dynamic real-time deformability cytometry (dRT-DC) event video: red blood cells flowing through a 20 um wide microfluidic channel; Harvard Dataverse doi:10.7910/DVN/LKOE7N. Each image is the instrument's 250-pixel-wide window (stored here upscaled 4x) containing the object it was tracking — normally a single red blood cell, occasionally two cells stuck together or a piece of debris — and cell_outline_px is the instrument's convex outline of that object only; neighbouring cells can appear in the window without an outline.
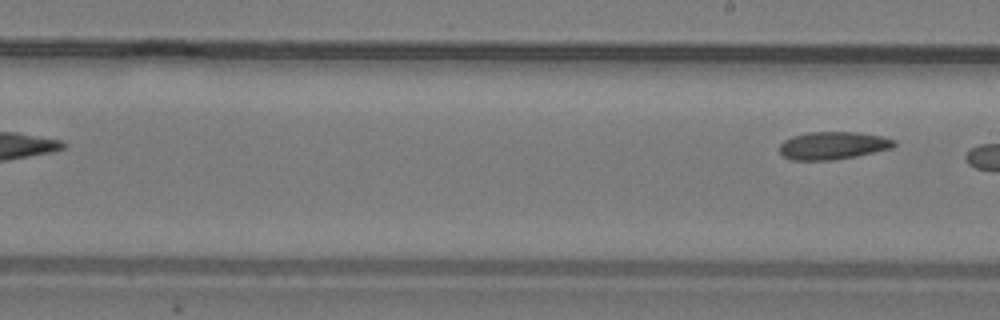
{"species": "common noctule bat (a hibernating species)", "species_latin": "Nyctalus noctula", "temperature_condition": "warm", "stored_images_in_passage": 16, "segment_of_instrument_passage": [2, 2], "camera_frame_rate_fps": 3000, "um_per_image_px": 0.085, "animal": {"sex": "male", "body_mass_g": 19.2, "forearm_length_mm": 51.8}, "frame": {"image": 1, "passage_image": 16, "time_ms": 5.0, "image_size_px": [1000, 320], "cell_outline_px": [[896, 144], [892, 148], [856, 156], [832, 160], [792, 160], [784, 156], [780, 152], [780, 144], [784, 140], [792, 136], [808, 132], [856, 132], [880, 136], [896, 140]], "centroid_in_image_um": [70.79, 12.37], "position_along_channel_um": 218.2, "area_um2": 18.44}}